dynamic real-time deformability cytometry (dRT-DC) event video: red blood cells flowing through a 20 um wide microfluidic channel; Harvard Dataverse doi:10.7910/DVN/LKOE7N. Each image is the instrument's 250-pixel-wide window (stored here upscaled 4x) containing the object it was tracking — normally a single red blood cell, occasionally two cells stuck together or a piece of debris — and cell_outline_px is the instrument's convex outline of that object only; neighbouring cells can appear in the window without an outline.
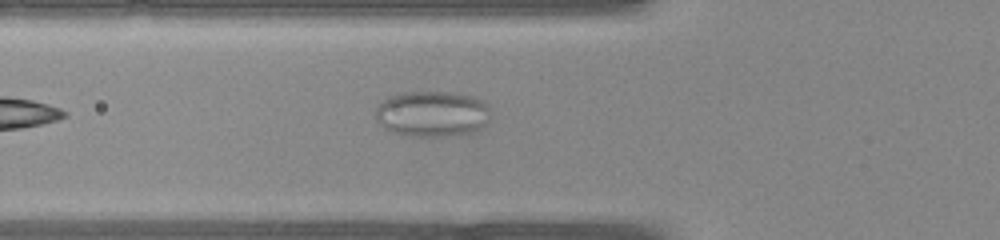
{"species": "common noctule bat (a hibernating species)", "species_latin": "Nyctalus noctula", "temperature_condition": "warm", "stored_images_in_passage": 10, "camera_frame_rate_fps": 3000, "um_per_image_px": 0.085, "animal": {"sex": "female", "body_mass_g": 22.0, "forearm_length_mm": 56.7}, "frame": {"image": 1, "passage_image": 2, "time_ms": 0.333, "image_size_px": [1000, 240], "cell_outline_px": [[488, 120], [484, 124], [468, 132], [452, 136], [412, 136], [388, 132], [376, 120], [376, 108], [388, 96], [400, 92], [464, 92], [476, 96], [484, 100], [488, 104]], "centroid_in_image_um": [36.71, 9.65], "position_along_channel_um": 89.1, "area_um2": 30.98}}